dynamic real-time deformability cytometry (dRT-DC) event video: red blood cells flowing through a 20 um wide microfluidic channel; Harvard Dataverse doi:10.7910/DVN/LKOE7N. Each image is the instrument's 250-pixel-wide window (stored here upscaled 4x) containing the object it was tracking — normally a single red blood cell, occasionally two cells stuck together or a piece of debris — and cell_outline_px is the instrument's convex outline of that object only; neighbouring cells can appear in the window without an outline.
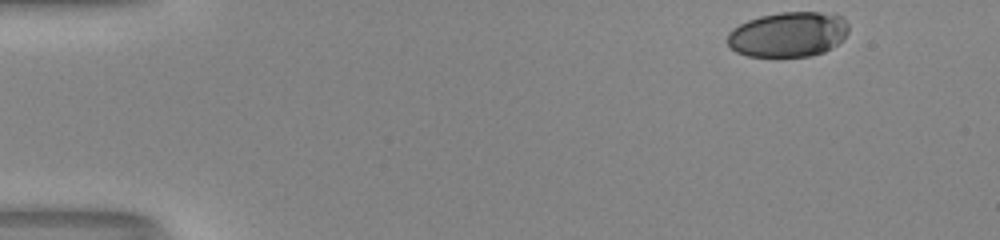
{"species": "human", "species_latin": "Homo sapiens", "temperature_condition": "room temperature", "stored_images_in_passage": 44, "camera_frame_rate_fps": 3000, "um_per_image_px": 0.085, "donor": {"sex": "male"}, "frame": {"image": 1, "passage_image": 1, "time_ms": 0.0, "image_size_px": [1000, 240], "cell_outline_px": [[848, 32], [836, 44], [824, 52], [812, 56], [748, 56], [736, 52], [728, 44], [728, 32], [732, 28], [748, 20], [760, 16], [780, 12], [820, 12], [840, 16], [848, 24]], "centroid_in_image_um": [66.97, 2.92], "position_along_channel_um": 18.0, "area_um2": 31.62}}
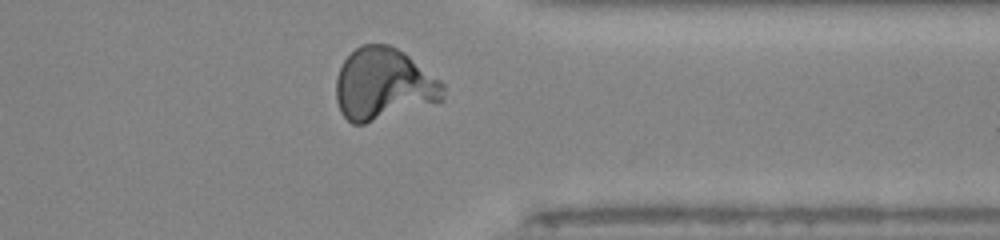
{"frame": {"image": 2, "passage_image": 38, "time_ms": 12.333, "image_size_px": [1000, 240], "cell_outline_px": [[444, 96], [440, 100], [364, 124], [352, 124], [340, 112], [336, 100], [336, 76], [344, 60], [360, 44], [388, 44], [404, 52], [440, 80], [444, 84]], "centroid_in_image_um": [32.56, 7.14], "position_along_channel_um": 378.8, "area_um2": 44.45}}
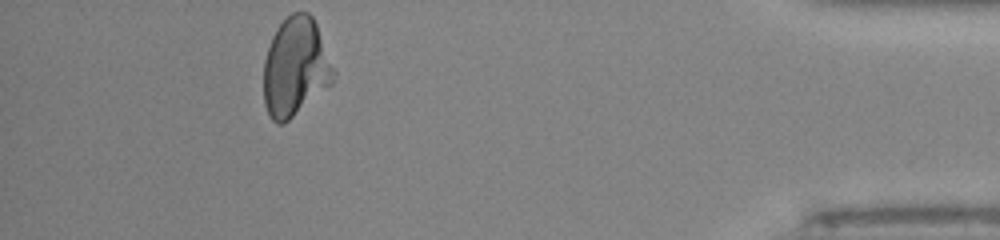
{"frame": {"image": 3, "passage_image": 44, "time_ms": 14.333, "image_size_px": [1000, 240], "cell_outline_px": [[336, 72], [332, 84], [284, 124], [276, 124], [268, 116], [264, 104], [264, 60], [272, 36], [276, 28], [292, 12], [308, 12], [312, 16], [316, 24]], "centroid_in_image_um": [25.11, 5.73], "position_along_channel_um": 410.1, "area_um2": 40.29}}